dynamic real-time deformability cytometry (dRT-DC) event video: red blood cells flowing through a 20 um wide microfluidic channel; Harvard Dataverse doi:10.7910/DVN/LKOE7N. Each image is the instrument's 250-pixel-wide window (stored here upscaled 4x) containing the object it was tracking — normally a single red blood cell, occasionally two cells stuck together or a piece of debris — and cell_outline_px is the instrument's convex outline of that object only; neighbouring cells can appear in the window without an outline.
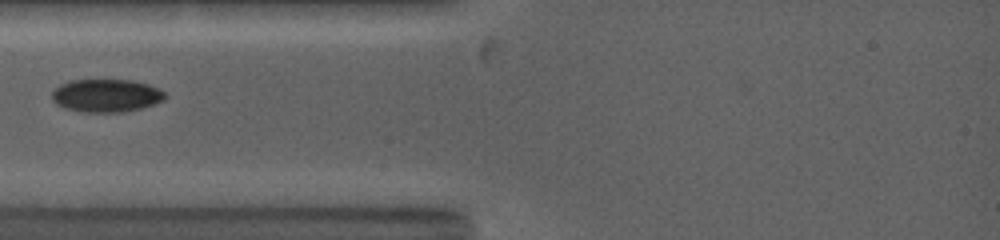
{"species": "common noctule bat (a hibernating species)", "species_latin": "Nyctalus noctula", "temperature_condition": "warm", "stored_images_in_passage": 3, "camera_frame_rate_fps": 5000, "um_per_image_px": 0.085, "animal": {"sex": "female", "body_mass_g": 19.0, "forearm_length_mm": 53.3}, "frame": {"image": 1, "passage_image": 2, "time_ms": 0.2, "image_size_px": [1000, 240], "cell_outline_px": [[168, 96], [164, 100], [140, 108], [120, 112], [80, 112], [64, 108], [56, 104], [52, 100], [52, 92], [60, 84], [68, 80], [132, 80], [148, 84], [160, 88]], "centroid_in_image_um": [9.02, 8.12], "position_along_channel_um": 76.0, "area_um2": 21.85}}